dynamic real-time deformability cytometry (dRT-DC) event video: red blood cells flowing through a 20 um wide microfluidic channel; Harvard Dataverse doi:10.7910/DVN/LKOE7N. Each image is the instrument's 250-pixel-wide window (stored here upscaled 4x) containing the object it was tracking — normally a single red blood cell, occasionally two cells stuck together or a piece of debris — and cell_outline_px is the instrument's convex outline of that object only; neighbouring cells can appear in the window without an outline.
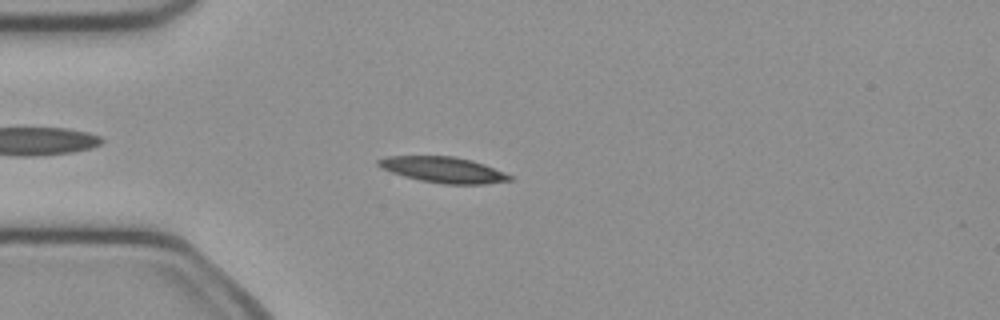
{"species": "common noctule bat (a hibernating species)", "species_latin": "Nyctalus noctula", "temperature_condition": "cold", "stored_images_in_passage": 50, "camera_frame_rate_fps": 3000, "um_per_image_px": 0.085, "animal": {"sex": "female", "body_mass_g": 21.9}, "frame": {"image": 1, "passage_image": 13, "time_ms": 4.0, "image_size_px": [1000, 320], "cell_outline_px": [[512, 180], [484, 184], [444, 184], [420, 180], [404, 176], [380, 168], [376, 164], [376, 160], [384, 156], [456, 156], [472, 160], [484, 164], [504, 172], [512, 176]], "centroid_in_image_um": [37.65, 14.42], "position_along_channel_um": 47.4, "area_um2": 19.83}}
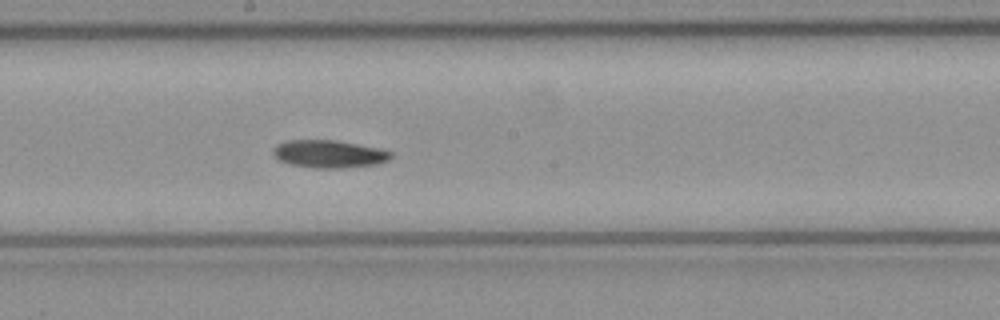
{"frame": {"image": 2, "passage_image": 27, "time_ms": 8.667, "image_size_px": [1000, 320], "cell_outline_px": [[392, 156], [388, 160], [376, 164], [344, 168], [312, 168], [288, 164], [280, 160], [272, 152], [272, 148], [276, 144], [284, 140], [336, 140], [380, 148], [392, 152]], "centroid_in_image_um": [27.94, 13.08], "position_along_channel_um": 220.3, "area_um2": 19.19}}
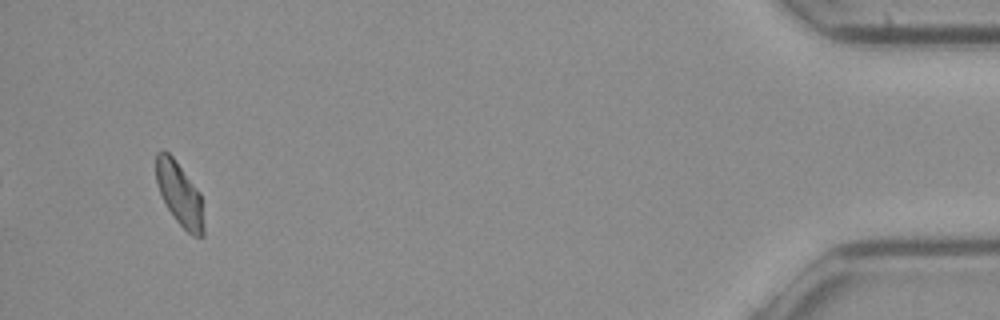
{"frame": {"image": 3, "passage_image": 48, "time_ms": 15.667, "image_size_px": [1000, 320], "cell_outline_px": [[204, 236], [192, 236], [176, 220], [168, 208], [156, 184], [156, 152], [160, 148], [164, 148], [172, 156], [200, 192], [204, 228]], "centroid_in_image_um": [15.25, 16.45], "position_along_channel_um": 420.0, "area_um2": 17.51}}